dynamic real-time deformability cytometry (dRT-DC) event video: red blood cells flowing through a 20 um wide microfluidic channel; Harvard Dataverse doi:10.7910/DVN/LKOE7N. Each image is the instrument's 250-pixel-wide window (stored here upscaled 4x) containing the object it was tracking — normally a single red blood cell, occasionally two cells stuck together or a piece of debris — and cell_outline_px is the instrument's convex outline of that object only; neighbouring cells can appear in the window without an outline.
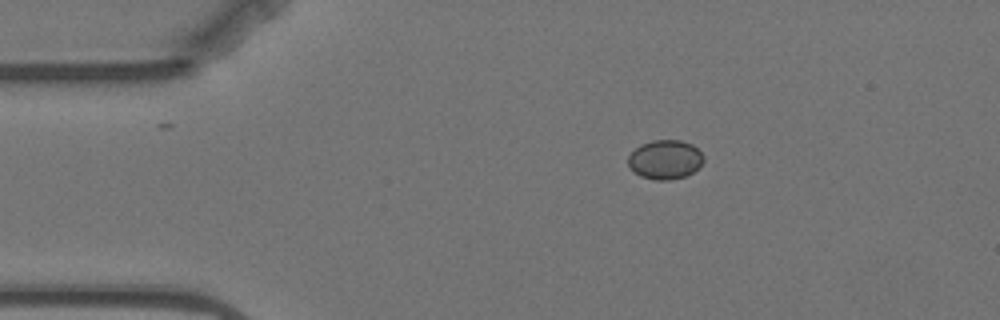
{"species": "Egyptian fruit bat (a non-hibernating species)", "species_latin": "Rousettus aegyptiacus", "temperature_condition": "warm", "stored_images_in_passage": 2, "camera_frame_rate_fps": 3000, "um_per_image_px": 0.085, "animal": {"sex": "female"}, "frame": {"image": 1, "passage_image": 1, "time_ms": 0.0, "image_size_px": [1000, 320], "cell_outline_px": [[704, 160], [692, 172], [684, 176], [668, 180], [656, 180], [640, 176], [628, 168], [628, 156], [640, 144], [652, 140], [680, 140], [692, 144], [704, 156]], "centroid_in_image_um": [56.5, 13.55], "position_along_channel_um": 28.5, "area_um2": 17.17}}